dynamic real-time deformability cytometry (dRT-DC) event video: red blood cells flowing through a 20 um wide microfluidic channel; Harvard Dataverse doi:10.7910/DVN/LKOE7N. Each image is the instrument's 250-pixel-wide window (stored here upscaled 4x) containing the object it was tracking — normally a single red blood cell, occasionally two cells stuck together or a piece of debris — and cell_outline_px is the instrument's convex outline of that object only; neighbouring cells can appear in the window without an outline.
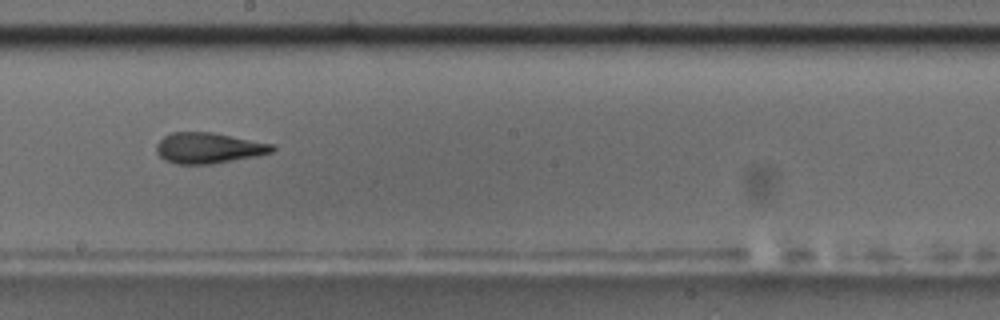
{"species": "common noctule bat (a hibernating species)", "species_latin": "Nyctalus noctula", "temperature_condition": "room temperature", "stored_images_in_passage": 12, "camera_frame_rate_fps": 3000, "um_per_image_px": 0.085, "animal": {"sex": "male", "body_mass_g": 17.5, "forearm_length_mm": 52.3}, "frame": {"image": 1, "passage_image": 10, "time_ms": 10.667, "image_size_px": [1000, 320], "cell_outline_px": [[276, 148], [272, 152], [256, 156], [212, 164], [176, 164], [164, 160], [156, 152], [156, 144], [164, 136], [172, 132], [212, 132], [276, 144]], "centroid_in_image_um": [17.74, 12.58], "position_along_channel_um": 230.5, "area_um2": 20.92}}